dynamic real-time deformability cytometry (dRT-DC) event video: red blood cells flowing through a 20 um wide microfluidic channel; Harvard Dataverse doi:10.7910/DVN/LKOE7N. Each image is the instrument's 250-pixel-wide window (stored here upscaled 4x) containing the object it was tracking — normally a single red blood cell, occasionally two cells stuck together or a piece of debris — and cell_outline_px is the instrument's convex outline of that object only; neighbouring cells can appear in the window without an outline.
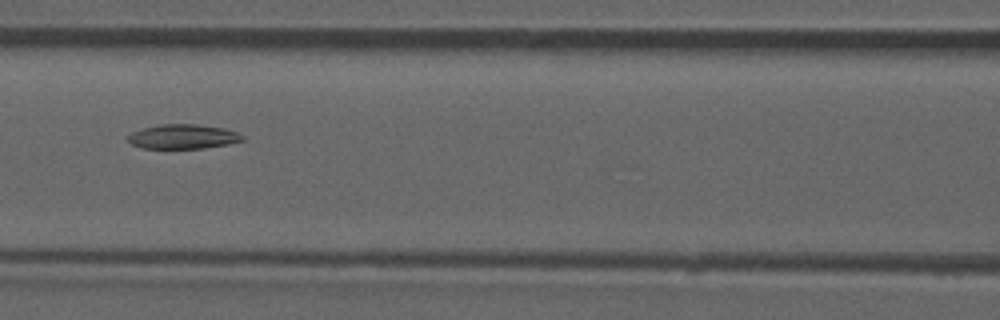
{"species": "common noctule bat (a hibernating species)", "species_latin": "Nyctalus noctula", "temperature_condition": "room temperature", "stored_images_in_passage": 10, "camera_frame_rate_fps": 3000, "um_per_image_px": 0.085, "animal": {"sex": "male", "forearm_length_mm": 52.5}, "frame": {"image": 1, "passage_image": 8, "time_ms": 8.333, "image_size_px": [1000, 320], "cell_outline_px": [[244, 140], [228, 144], [204, 148], [144, 148], [132, 144], [128, 140], [128, 136], [132, 132], [144, 128], [160, 124], [196, 124], [224, 128], [236, 132], [244, 136]], "centroid_in_image_um": [15.57, 11.61], "position_along_channel_um": 151.0, "area_um2": 16.18}}